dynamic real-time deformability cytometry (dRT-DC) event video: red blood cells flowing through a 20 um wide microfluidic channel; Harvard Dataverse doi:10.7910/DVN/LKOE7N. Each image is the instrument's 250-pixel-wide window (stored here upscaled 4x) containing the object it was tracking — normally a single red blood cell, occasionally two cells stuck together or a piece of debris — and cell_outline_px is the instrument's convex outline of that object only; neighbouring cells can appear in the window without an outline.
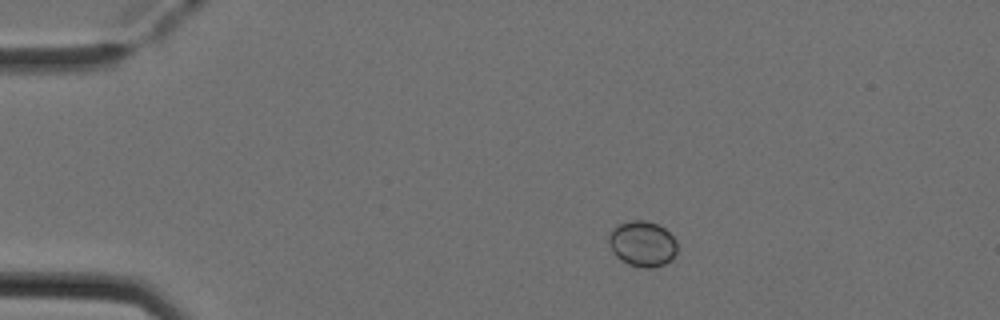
{"species": "Egyptian fruit bat (a non-hibernating species)", "species_latin": "Rousettus aegyptiacus", "temperature_condition": "cold", "stored_images_in_passage": 3, "camera_frame_rate_fps": 3000, "um_per_image_px": 0.085, "animal": {"sex": "female"}, "frame": {"image": 1, "passage_image": 1, "time_ms": 0.0, "image_size_px": [1000, 320], "cell_outline_px": [[676, 252], [672, 260], [664, 264], [652, 268], [644, 268], [628, 264], [620, 260], [612, 252], [608, 240], [608, 236], [620, 224], [632, 220], [644, 220], [656, 224], [664, 228], [676, 240]], "centroid_in_image_um": [54.61, 20.74], "position_along_channel_um": 30.4, "area_um2": 18.03}}